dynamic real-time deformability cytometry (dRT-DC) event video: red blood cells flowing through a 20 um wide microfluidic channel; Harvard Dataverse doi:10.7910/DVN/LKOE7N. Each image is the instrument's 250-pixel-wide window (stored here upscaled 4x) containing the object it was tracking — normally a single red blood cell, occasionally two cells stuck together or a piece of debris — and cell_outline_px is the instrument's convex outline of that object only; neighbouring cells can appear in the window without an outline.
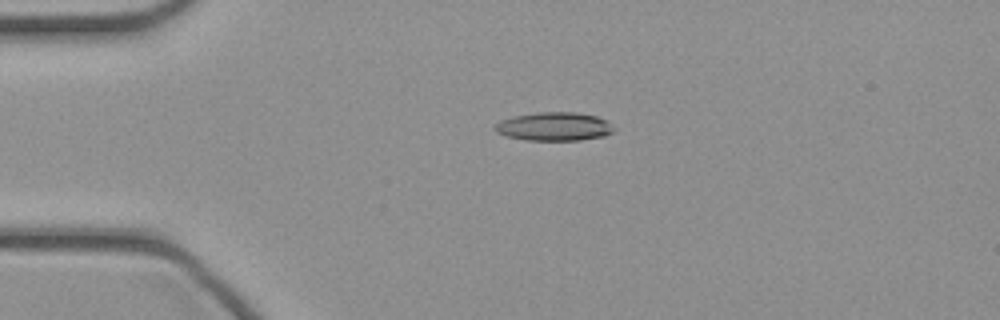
{"species": "common noctule bat (a hibernating species)", "species_latin": "Nyctalus noctula", "temperature_condition": "cold", "stored_images_in_passage": 44, "camera_frame_rate_fps": 3000, "um_per_image_px": 0.085, "animal": {"sex": "female", "body_mass_g": 21.9}, "frame": {"image": 1, "passage_image": 11, "time_ms": 3.333, "image_size_px": [1000, 320], "cell_outline_px": [[616, 128], [612, 132], [604, 136], [580, 140], [524, 140], [508, 136], [496, 132], [492, 128], [500, 120], [516, 116], [536, 112], [576, 112], [596, 116], [608, 120]], "centroid_in_image_um": [47.13, 10.75], "position_along_channel_um": 37.9, "area_um2": 19.88}}
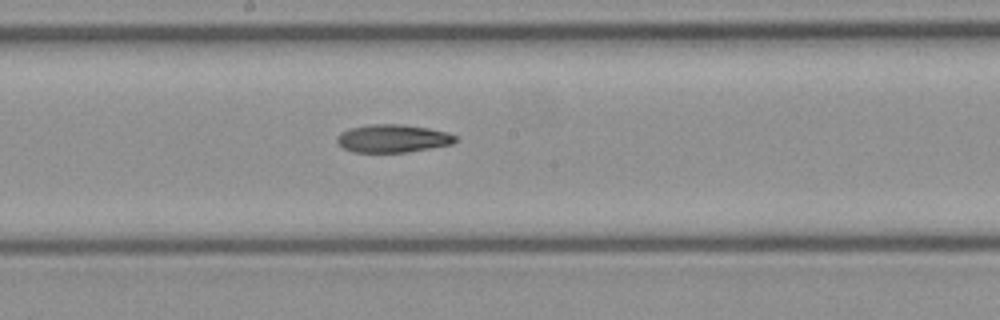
{"frame": {"image": 2, "passage_image": 25, "time_ms": 8.0, "image_size_px": [1000, 320], "cell_outline_px": [[456, 140], [452, 144], [432, 148], [404, 152], [352, 152], [344, 148], [336, 140], [336, 136], [340, 132], [352, 128], [368, 124], [404, 124], [428, 128], [448, 132], [456, 136]], "centroid_in_image_um": [33.38, 11.76], "position_along_channel_um": 214.8, "area_um2": 19.31}}
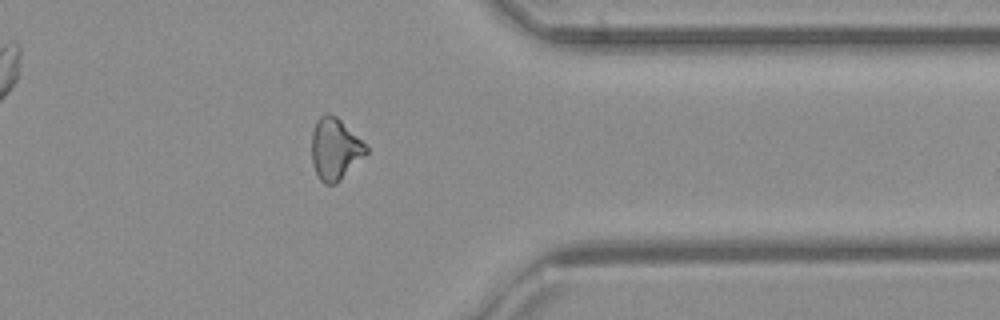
{"frame": {"image": 3, "passage_image": 37, "time_ms": 12.0, "image_size_px": [1000, 320], "cell_outline_px": [[368, 152], [336, 184], [324, 184], [320, 180], [316, 172], [312, 160], [312, 132], [316, 120], [324, 112], [328, 112], [336, 116], [368, 148]], "centroid_in_image_um": [28.44, 12.65], "position_along_channel_um": 383.0, "area_um2": 19.25}}